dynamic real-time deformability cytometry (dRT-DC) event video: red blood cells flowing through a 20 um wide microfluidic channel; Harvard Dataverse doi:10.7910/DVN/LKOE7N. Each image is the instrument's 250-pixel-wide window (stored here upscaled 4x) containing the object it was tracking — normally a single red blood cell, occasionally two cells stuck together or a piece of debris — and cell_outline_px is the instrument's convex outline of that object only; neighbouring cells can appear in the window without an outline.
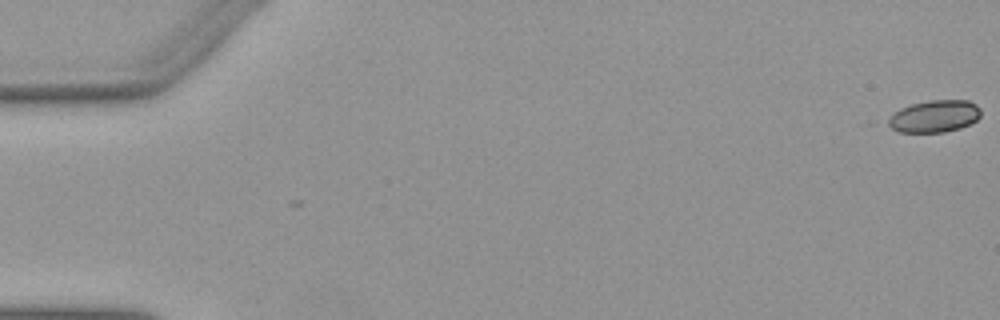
{"species": "Egyptian fruit bat (a non-hibernating species)", "species_latin": "Rousettus aegyptiacus", "temperature_condition": "warm", "stored_images_in_passage": 25, "camera_frame_rate_fps": 3000, "um_per_image_px": 0.085, "animal": {"sex": "female"}, "frame": {"image": 1, "passage_image": 1, "time_ms": 0.0, "image_size_px": [1000, 320], "cell_outline_px": [[980, 116], [972, 124], [960, 128], [944, 132], [896, 132], [884, 124], [900, 108], [912, 104], [928, 100], [968, 100], [976, 104], [980, 108]], "centroid_in_image_um": [79.42, 9.89], "position_along_channel_um": 5.6, "area_um2": 17.51}}
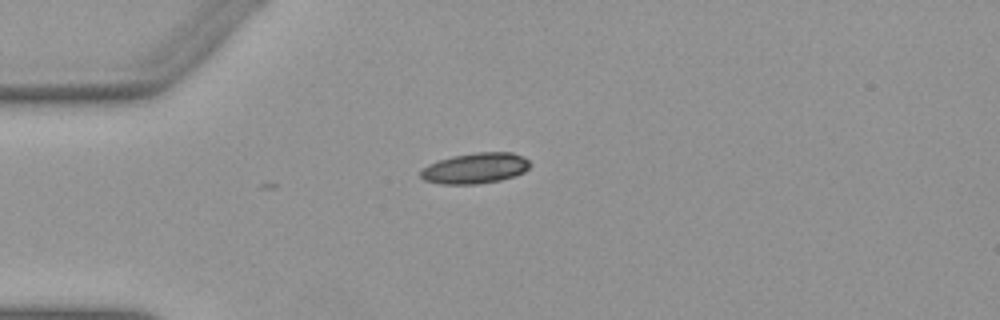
{"frame": {"image": 2, "passage_image": 15, "time_ms": 4.667, "image_size_px": [1000, 320], "cell_outline_px": [[532, 164], [524, 172], [516, 176], [500, 180], [476, 184], [440, 184], [424, 180], [420, 176], [420, 172], [428, 164], [452, 156], [476, 152], [512, 152], [524, 156]], "centroid_in_image_um": [40.43, 14.29], "position_along_channel_um": 44.6, "area_um2": 19.65}}
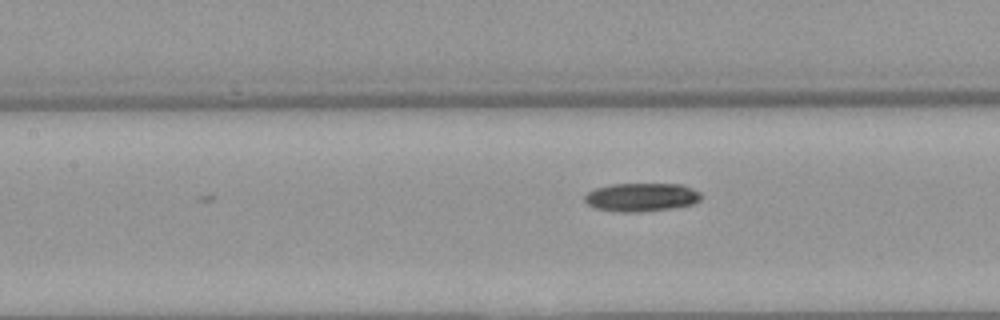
{"frame": {"image": 3, "passage_image": 25, "time_ms": 8.0, "image_size_px": [1000, 320], "cell_outline_px": [[700, 200], [692, 204], [672, 208], [640, 212], [620, 212], [592, 208], [584, 200], [584, 196], [588, 192], [596, 188], [612, 184], [684, 184], [700, 192]], "centroid_in_image_um": [54.5, 16.76], "position_along_channel_um": 152.9, "area_um2": 19.36}}